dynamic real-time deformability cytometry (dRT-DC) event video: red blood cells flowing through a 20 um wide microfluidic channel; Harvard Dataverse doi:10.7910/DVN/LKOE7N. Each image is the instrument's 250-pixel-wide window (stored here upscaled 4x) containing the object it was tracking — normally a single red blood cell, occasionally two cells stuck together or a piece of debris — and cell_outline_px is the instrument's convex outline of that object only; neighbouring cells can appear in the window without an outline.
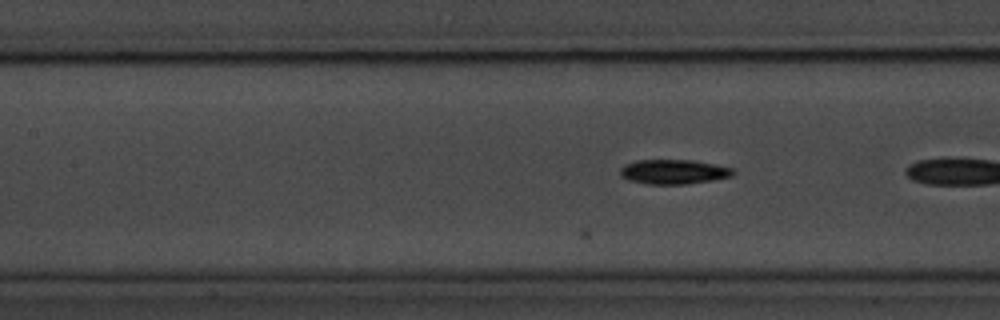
{"species": "common noctule bat (a hibernating species)", "species_latin": "Nyctalus noctula", "temperature_condition": "room temperature", "stored_images_in_passage": 27, "camera_frame_rate_fps": 3000, "um_per_image_px": 0.085, "animal": {"sex": "male", "body_mass_g": 20.1, "forearm_length_mm": 53.5}, "frame": {"image": 1, "passage_image": 10, "time_ms": 3.0, "image_size_px": [1000, 320], "cell_outline_px": [[736, 172], [732, 176], [712, 180], [688, 184], [648, 184], [628, 180], [620, 176], [620, 168], [624, 164], [636, 160], [692, 160], [736, 168]], "centroid_in_image_um": [57.27, 14.6], "position_along_channel_um": 150.1, "area_um2": 16.36}}